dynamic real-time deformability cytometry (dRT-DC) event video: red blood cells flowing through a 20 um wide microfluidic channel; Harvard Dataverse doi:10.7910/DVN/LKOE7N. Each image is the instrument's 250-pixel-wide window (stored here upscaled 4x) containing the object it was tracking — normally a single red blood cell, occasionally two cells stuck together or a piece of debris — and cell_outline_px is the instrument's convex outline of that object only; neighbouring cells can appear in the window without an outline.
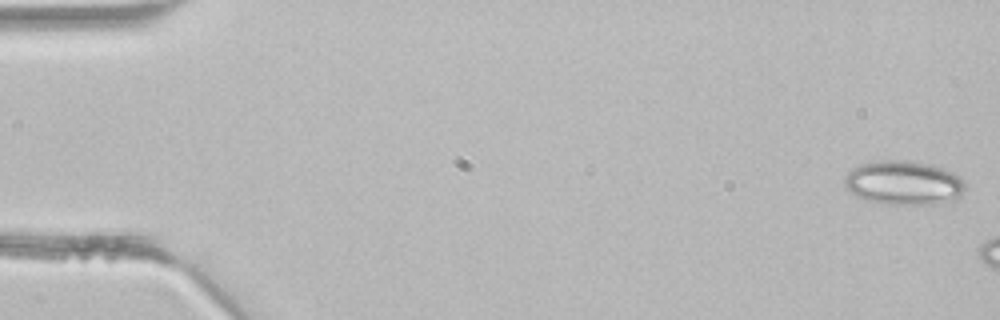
{"species": "common noctule bat (a hibernating species)", "species_latin": "Nyctalus noctula", "temperature_condition": "room temperature", "stored_images_in_passage": 3, "camera_frame_rate_fps": 3000, "um_per_image_px": 0.085, "animal": {"sex": "male", "body_mass_g": 21.5, "forearm_length_mm": 52.0}, "frame": {"image": 1, "passage_image": 1, "time_ms": 0.0, "image_size_px": [1000, 320], "cell_outline_px": [[968, 188], [956, 200], [936, 204], [880, 204], [864, 200], [856, 196], [844, 184], [844, 176], [852, 168], [860, 164], [872, 160], [908, 160], [932, 164], [952, 172]], "centroid_in_image_um": [76.79, 15.54], "position_along_channel_um": 8.2, "area_um2": 31.44}}